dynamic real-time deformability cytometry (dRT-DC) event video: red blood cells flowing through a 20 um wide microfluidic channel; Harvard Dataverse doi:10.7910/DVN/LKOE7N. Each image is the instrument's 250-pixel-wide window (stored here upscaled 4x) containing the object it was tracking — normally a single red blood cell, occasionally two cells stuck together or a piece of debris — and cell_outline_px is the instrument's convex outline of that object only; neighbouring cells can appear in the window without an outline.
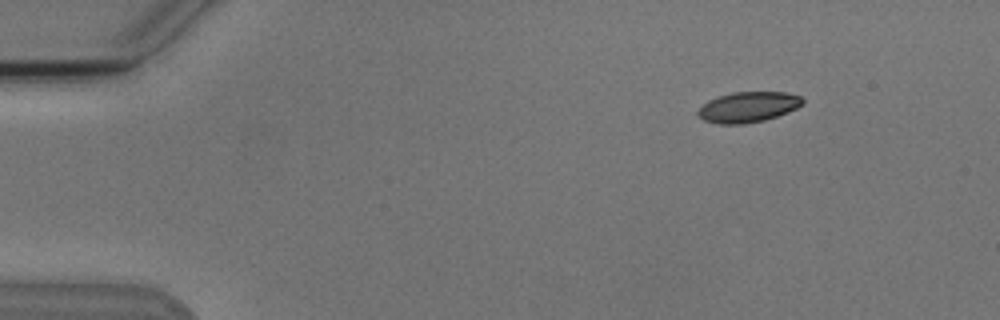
{"species": "Egyptian fruit bat (a non-hibernating species)", "species_latin": "Rousettus aegyptiacus", "temperature_condition": "cold", "stored_images_in_passage": 4, "camera_frame_rate_fps": 3000, "um_per_image_px": 0.085, "animal": {"sex": "male"}, "frame": {"image": 1, "passage_image": 4, "time_ms": 4.667, "image_size_px": [1000, 320], "cell_outline_px": [[804, 104], [788, 112], [764, 120], [744, 124], [720, 124], [704, 120], [696, 112], [708, 100], [732, 92], [784, 92], [800, 96], [804, 100]], "centroid_in_image_um": [63.61, 9.1], "position_along_channel_um": 21.4, "area_um2": 18.44}}